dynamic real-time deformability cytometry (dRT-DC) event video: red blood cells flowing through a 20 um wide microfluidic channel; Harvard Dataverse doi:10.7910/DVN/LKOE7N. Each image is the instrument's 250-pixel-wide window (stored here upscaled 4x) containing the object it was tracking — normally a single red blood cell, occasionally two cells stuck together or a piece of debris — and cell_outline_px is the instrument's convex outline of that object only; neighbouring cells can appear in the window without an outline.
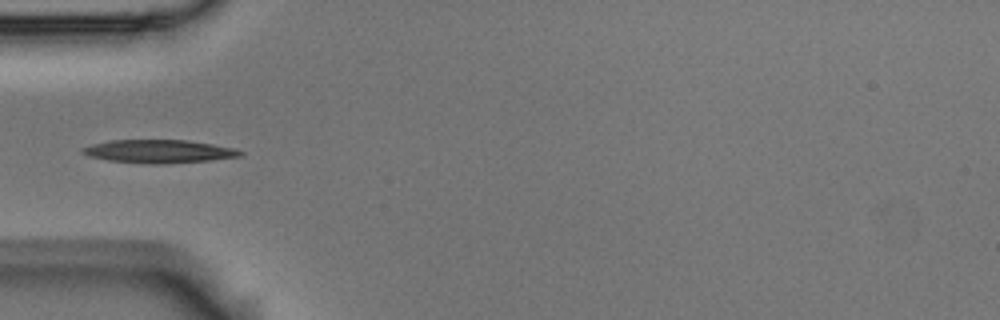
{"species": "Egyptian fruit bat (a non-hibernating species)", "species_latin": "Rousettus aegyptiacus", "temperature_condition": "room temperature", "stored_images_in_passage": 3, "camera_frame_rate_fps": 3000, "um_per_image_px": 0.085, "animal": {"sex": "male"}, "frame": {"image": 1, "passage_image": 3, "time_ms": 0.667, "image_size_px": [1000, 320], "cell_outline_px": [[244, 156], [212, 160], [164, 164], [148, 164], [108, 160], [88, 156], [80, 152], [80, 148], [92, 144], [112, 140], [188, 140], [236, 148], [244, 152]], "centroid_in_image_um": [13.53, 12.87], "position_along_channel_um": 71.5, "area_um2": 21.56}}